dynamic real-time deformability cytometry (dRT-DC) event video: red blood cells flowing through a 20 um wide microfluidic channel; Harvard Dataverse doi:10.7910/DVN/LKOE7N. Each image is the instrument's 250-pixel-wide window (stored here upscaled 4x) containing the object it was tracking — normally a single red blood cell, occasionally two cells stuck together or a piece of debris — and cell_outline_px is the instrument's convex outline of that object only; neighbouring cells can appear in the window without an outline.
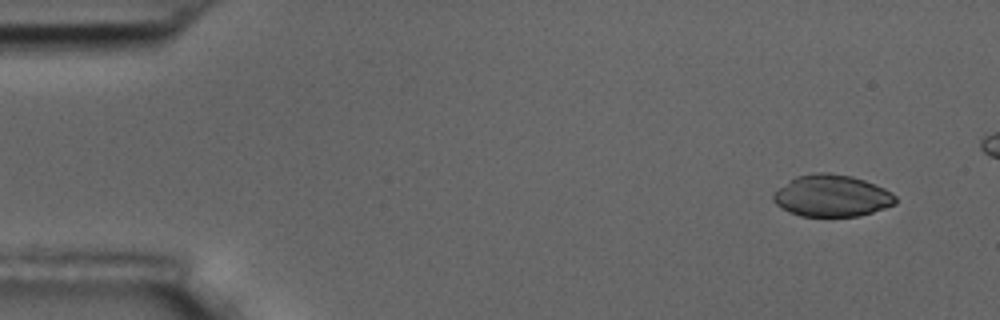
{"species": "common noctule bat (a hibernating species)", "species_latin": "Nyctalus noctula", "temperature_condition": "room temperature", "stored_images_in_passage": 6, "camera_frame_rate_fps": 3000, "um_per_image_px": 0.085, "animal": {"sex": "male", "body_mass_g": 17.5, "forearm_length_mm": 52.3}, "frame": {"image": 1, "passage_image": 2, "time_ms": 1.0, "image_size_px": [1000, 320], "cell_outline_px": [[896, 204], [860, 216], [800, 216], [788, 212], [780, 208], [772, 200], [772, 192], [796, 176], [816, 172], [828, 172], [852, 176], [864, 180], [884, 188], [892, 192], [896, 196]], "centroid_in_image_um": [70.67, 16.64], "position_along_channel_um": 14.3, "area_um2": 30.0}}